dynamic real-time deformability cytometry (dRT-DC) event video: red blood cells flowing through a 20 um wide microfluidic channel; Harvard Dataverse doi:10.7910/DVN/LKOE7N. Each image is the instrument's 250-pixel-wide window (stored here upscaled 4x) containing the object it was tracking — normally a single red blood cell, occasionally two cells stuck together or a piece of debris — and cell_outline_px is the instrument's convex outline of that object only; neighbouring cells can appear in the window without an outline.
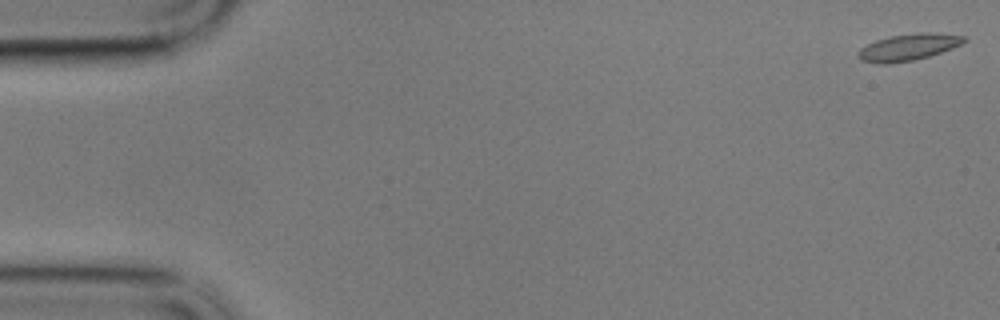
{"species": "common noctule bat (a hibernating species)", "species_latin": "Nyctalus noctula", "temperature_condition": "cold", "stored_images_in_passage": 13, "camera_frame_rate_fps": 3000, "um_per_image_px": 0.085, "animal": {"sex": "male", "body_mass_g": 17.9}, "frame": {"image": 1, "passage_image": 1, "time_ms": 0.0, "image_size_px": [1000, 320], "cell_outline_px": [[968, 40], [952, 48], [928, 56], [912, 60], [888, 64], [880, 64], [860, 60], [856, 56], [856, 52], [860, 48], [876, 40], [892, 36], [920, 32], [936, 32], [964, 36]], "centroid_in_image_um": [77.18, 4.01], "position_along_channel_um": 7.8, "area_um2": 16.42}}